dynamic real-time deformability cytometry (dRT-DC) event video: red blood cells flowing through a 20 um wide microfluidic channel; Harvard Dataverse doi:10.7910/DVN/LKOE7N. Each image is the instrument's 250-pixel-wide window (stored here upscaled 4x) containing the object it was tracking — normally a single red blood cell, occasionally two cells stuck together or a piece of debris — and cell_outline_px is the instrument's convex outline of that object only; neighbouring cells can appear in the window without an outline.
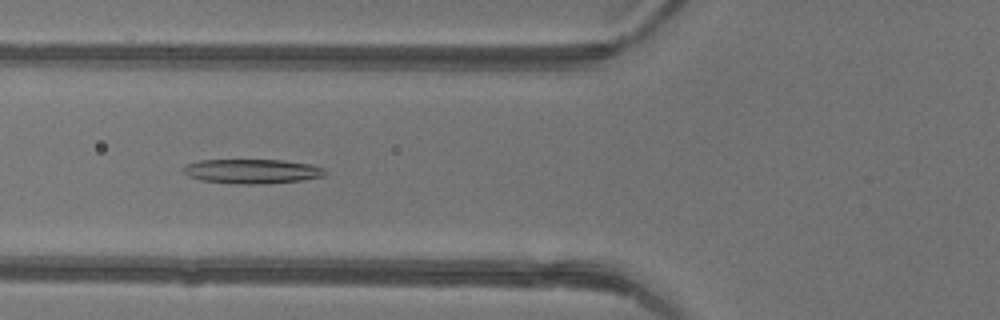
{"species": "common noctule bat (a hibernating species)", "species_latin": "Nyctalus noctula", "temperature_condition": "warm", "stored_images_in_passage": 34, "camera_frame_rate_fps": 3000, "um_per_image_px": 0.085, "animal": {"sex": "female"}, "frame": {"image": 1, "passage_image": 5, "time_ms": 1.333, "image_size_px": [1000, 320], "cell_outline_px": [[328, 172], [324, 176], [304, 180], [264, 184], [236, 184], [200, 180], [188, 176], [180, 168], [184, 164], [200, 160], [284, 160], [312, 164], [324, 168]], "centroid_in_image_um": [21.43, 14.56], "position_along_channel_um": 104.4, "area_um2": 20.58}}
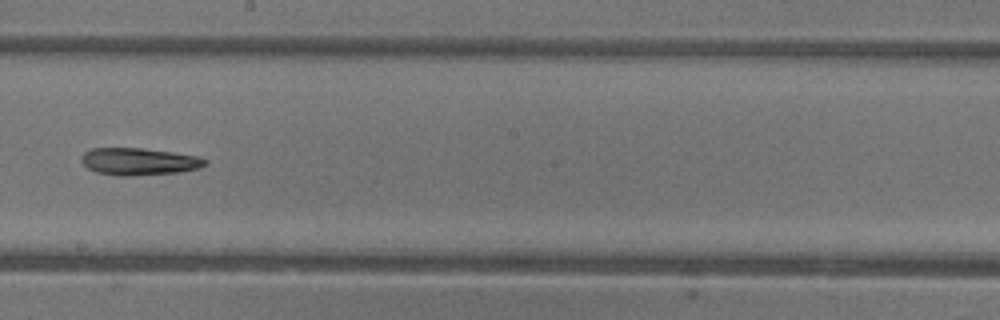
{"frame": {"image": 2, "passage_image": 14, "time_ms": 4.333, "image_size_px": [1000, 320], "cell_outline_px": [[208, 164], [200, 168], [180, 172], [128, 176], [116, 176], [96, 172], [88, 168], [80, 160], [80, 156], [84, 152], [92, 148], [144, 148], [200, 156], [208, 160]], "centroid_in_image_um": [11.83, 13.73], "position_along_channel_um": 236.4, "area_um2": 19.88}}
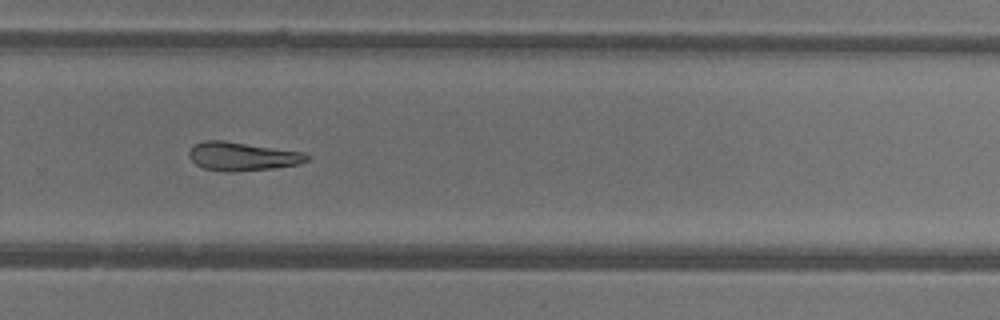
{"frame": {"image": 3, "passage_image": 19, "time_ms": 6.0, "image_size_px": [1000, 320], "cell_outline_px": [[308, 160], [300, 164], [272, 168], [236, 172], [224, 172], [204, 168], [196, 164], [188, 156], [188, 152], [196, 144], [204, 140], [224, 140], [304, 152], [308, 156]], "centroid_in_image_um": [20.59, 13.29], "position_along_channel_um": 309.2, "area_um2": 19.65}}